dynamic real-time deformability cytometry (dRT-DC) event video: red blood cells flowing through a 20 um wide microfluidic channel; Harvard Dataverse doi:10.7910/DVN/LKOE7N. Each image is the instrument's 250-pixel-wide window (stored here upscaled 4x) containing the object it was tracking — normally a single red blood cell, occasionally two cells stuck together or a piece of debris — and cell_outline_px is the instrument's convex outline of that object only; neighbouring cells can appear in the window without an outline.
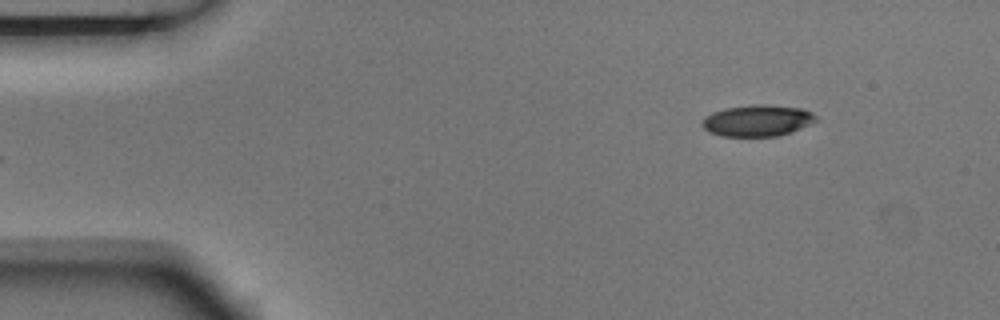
{"species": "Egyptian fruit bat (a non-hibernating species)", "species_latin": "Rousettus aegyptiacus", "temperature_condition": "room temperature", "stored_images_in_passage": 6, "segment_of_instrument_passage": [2, 2], "camera_frame_rate_fps": 3000, "um_per_image_px": 0.085, "animal": {"sex": "male"}, "frame": {"image": 1, "passage_image": 6, "time_ms": 1.667, "image_size_px": [1000, 320], "cell_outline_px": [[816, 120], [792, 132], [780, 136], [720, 136], [708, 132], [700, 124], [700, 120], [704, 116], [712, 112], [724, 108], [752, 104], [764, 104], [804, 108], [812, 112], [816, 116]], "centroid_in_image_um": [64.33, 10.24], "position_along_channel_um": 20.7, "area_um2": 21.15}}